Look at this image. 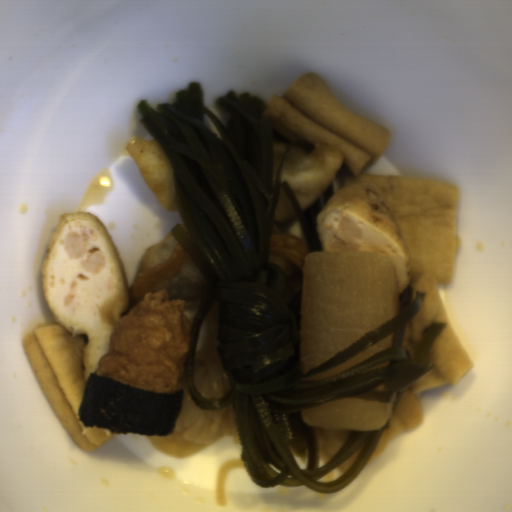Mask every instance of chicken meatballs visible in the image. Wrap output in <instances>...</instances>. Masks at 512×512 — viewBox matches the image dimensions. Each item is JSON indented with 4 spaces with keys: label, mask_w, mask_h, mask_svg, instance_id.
<instances>
[{
    "label": "chicken meatballs",
    "mask_w": 512,
    "mask_h": 512,
    "mask_svg": "<svg viewBox=\"0 0 512 512\" xmlns=\"http://www.w3.org/2000/svg\"><path fill=\"white\" fill-rule=\"evenodd\" d=\"M190 332L185 300H171L166 288L144 294L116 321L95 373L156 393L178 390L185 384Z\"/></svg>",
    "instance_id": "fd5e1221"
}]
</instances>
